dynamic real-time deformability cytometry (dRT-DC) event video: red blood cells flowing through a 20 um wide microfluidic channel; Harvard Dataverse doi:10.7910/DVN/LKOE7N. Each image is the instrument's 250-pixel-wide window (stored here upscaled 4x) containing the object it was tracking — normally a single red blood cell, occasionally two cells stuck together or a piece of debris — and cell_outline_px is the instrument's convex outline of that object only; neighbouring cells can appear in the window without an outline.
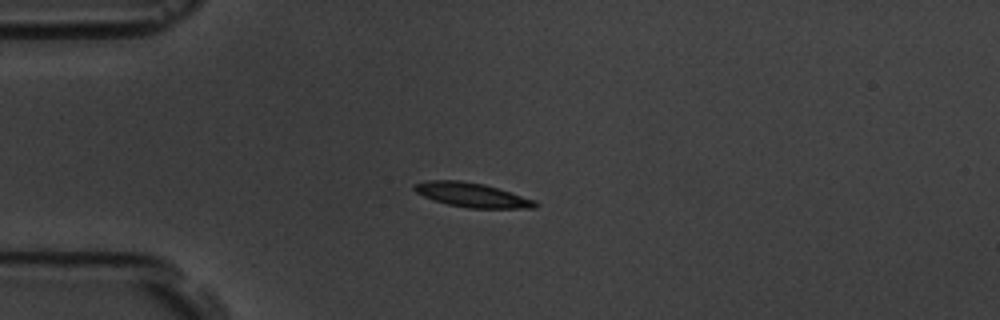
{"species": "common noctule bat (a hibernating species)", "species_latin": "Nyctalus noctula", "temperature_condition": "room temperature", "stored_images_in_passage": 12, "camera_frame_rate_fps": 3000, "um_per_image_px": 0.085, "animal": {"sex": "male", "body_mass_g": 19.5, "forearm_length_mm": 54.6}, "frame": {"image": 1, "passage_image": 1, "time_ms": 0.0, "image_size_px": [1000, 320], "cell_outline_px": [[540, 204], [536, 208], [468, 208], [448, 204], [424, 196], [416, 192], [412, 188], [412, 184], [428, 180], [460, 180], [484, 184], [536, 200]], "centroid_in_image_um": [40.13, 16.57], "position_along_channel_um": 44.9, "area_um2": 17.11}}
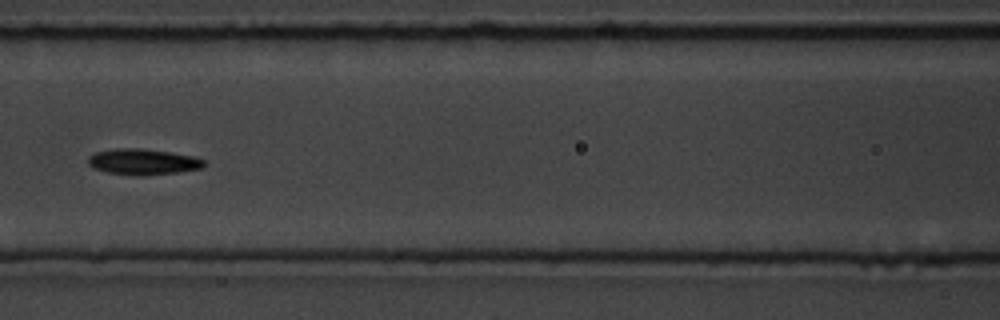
{"frame": {"image": 2, "passage_image": 4, "time_ms": 3.667, "image_size_px": [1000, 320], "cell_outline_px": [[204, 164], [200, 168], [176, 172], [144, 176], [136, 176], [108, 172], [92, 168], [88, 164], [88, 156], [96, 152], [116, 148], [140, 148], [196, 156], [204, 160]], "centroid_in_image_um": [12.12, 13.75], "position_along_channel_um": 154.5, "area_um2": 17.46}}
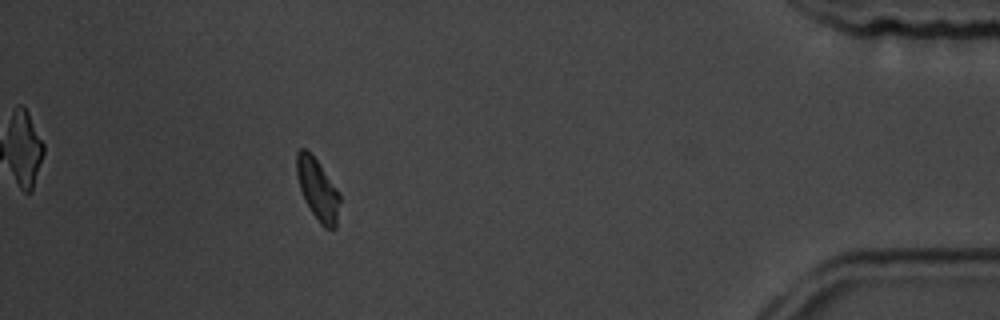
{"frame": {"image": 3, "passage_image": 11, "time_ms": 12.333, "image_size_px": [1000, 320], "cell_outline_px": [[340, 200], [336, 228], [324, 228], [320, 224], [304, 200], [296, 176], [296, 152], [300, 148], [304, 148], [316, 160], [340, 192]], "centroid_in_image_um": [26.99, 16.11], "position_along_channel_um": 408.2, "area_um2": 15.37}, "authors_computed_cell_mechanics": {"area_um2": 15.8372, "velocity_mm_per_s": 3.5479, "shape_relaxation_time_tau1_ms": 0.8467, "shape_relaxation_time_tau2_ms": null, "deformation_change_tau1": 0.1038, "deformation_change_tau2": null}}